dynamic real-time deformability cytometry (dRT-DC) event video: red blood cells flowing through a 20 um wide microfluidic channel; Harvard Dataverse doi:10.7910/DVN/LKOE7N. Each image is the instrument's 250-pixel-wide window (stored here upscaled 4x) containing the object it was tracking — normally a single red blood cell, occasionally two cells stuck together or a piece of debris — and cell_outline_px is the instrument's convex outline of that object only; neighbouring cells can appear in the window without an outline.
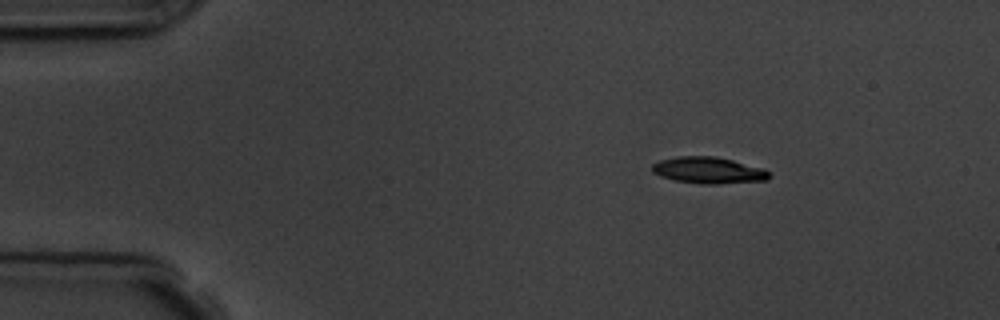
{"species": "common noctule bat (a hibernating species)", "species_latin": "Nyctalus noctula", "temperature_condition": "room temperature", "stored_images_in_passage": 4, "camera_frame_rate_fps": 3000, "um_per_image_px": 0.085, "animal": {"sex": "male", "body_mass_g": 19.5, "forearm_length_mm": 54.6}, "frame": {"image": 1, "passage_image": 2, "time_ms": 1.333, "image_size_px": [1000, 320], "cell_outline_px": [[772, 176], [768, 180], [716, 184], [700, 184], [676, 180], [660, 176], [652, 172], [652, 164], [660, 160], [676, 156], [716, 156], [764, 168]], "centroid_in_image_um": [60.23, 14.47], "position_along_channel_um": 24.8, "area_um2": 18.15}}